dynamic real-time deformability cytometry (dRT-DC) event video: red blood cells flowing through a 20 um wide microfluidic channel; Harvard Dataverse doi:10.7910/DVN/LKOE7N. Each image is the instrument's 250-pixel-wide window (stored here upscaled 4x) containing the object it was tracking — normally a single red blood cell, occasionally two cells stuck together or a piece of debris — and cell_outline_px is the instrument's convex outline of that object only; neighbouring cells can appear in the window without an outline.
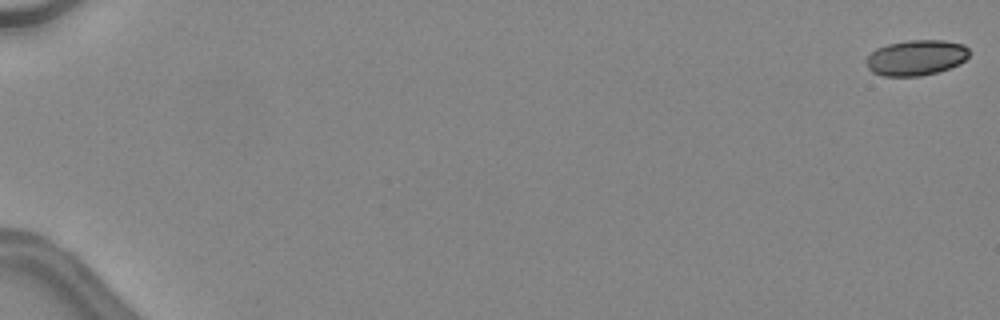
{"species": "common noctule bat (a hibernating species)", "species_latin": "Nyctalus noctula", "temperature_condition": "warm", "stored_images_in_passage": 21, "camera_frame_rate_fps": 3000, "um_per_image_px": 0.085, "animal": {"sex": "female", "body_mass_g": 24.6, "forearm_length_mm": 56.2}, "frame": {"image": 1, "passage_image": 1, "time_ms": 0.0, "image_size_px": [1000, 320], "cell_outline_px": [[968, 56], [960, 64], [936, 72], [920, 76], [884, 76], [872, 72], [868, 68], [864, 60], [876, 48], [888, 44], [908, 40], [944, 40], [964, 44], [968, 48]], "centroid_in_image_um": [77.85, 4.9], "position_along_channel_um": 7.1, "area_um2": 21.33}}